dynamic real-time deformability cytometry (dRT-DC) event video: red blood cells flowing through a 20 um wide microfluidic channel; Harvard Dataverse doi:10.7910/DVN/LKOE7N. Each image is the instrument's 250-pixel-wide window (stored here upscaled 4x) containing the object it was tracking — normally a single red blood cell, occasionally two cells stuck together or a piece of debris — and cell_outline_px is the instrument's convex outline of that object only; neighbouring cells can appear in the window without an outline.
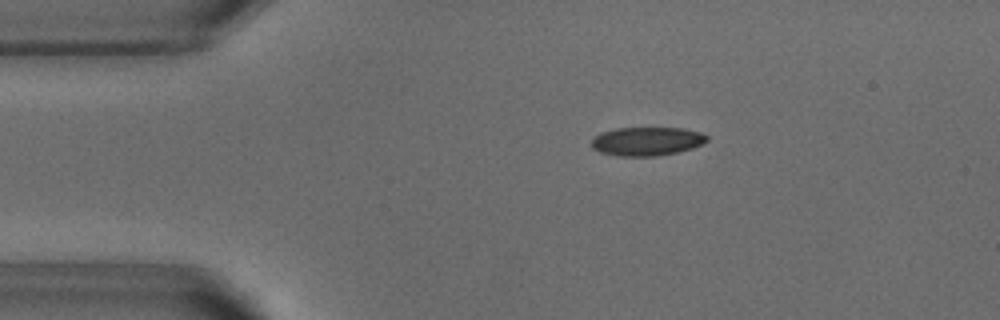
{"species": "common noctule bat (a hibernating species)", "species_latin": "Nyctalus noctula", "temperature_condition": "warm", "stored_images_in_passage": 47, "camera_frame_rate_fps": 3000, "um_per_image_px": 0.085, "animal": {"sex": "male", "body_mass_g": 18.8}, "frame": {"image": 1, "passage_image": 4, "time_ms": 1.0, "image_size_px": [1000, 320], "cell_outline_px": [[708, 140], [692, 148], [676, 152], [656, 156], [620, 156], [600, 152], [592, 148], [592, 140], [600, 132], [616, 128], [684, 128], [700, 132], [708, 136]], "centroid_in_image_um": [54.97, 12.0], "position_along_channel_um": 30.0, "area_um2": 19.19}}
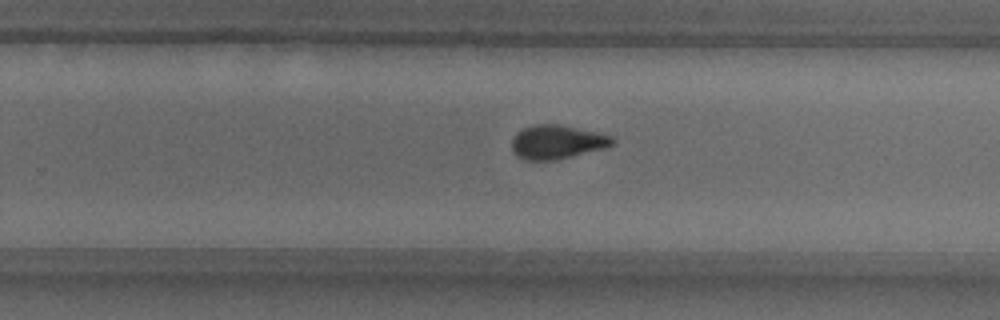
{"frame": {"image": 2, "passage_image": 27, "time_ms": 8.667, "image_size_px": [1000, 320], "cell_outline_px": [[616, 140], [612, 144], [604, 148], [556, 160], [524, 160], [516, 156], [512, 152], [512, 140], [516, 132], [532, 124], [560, 124], [596, 132], [612, 136]], "centroid_in_image_um": [47.31, 12.07], "position_along_channel_um": 282.5, "area_um2": 19.94}}
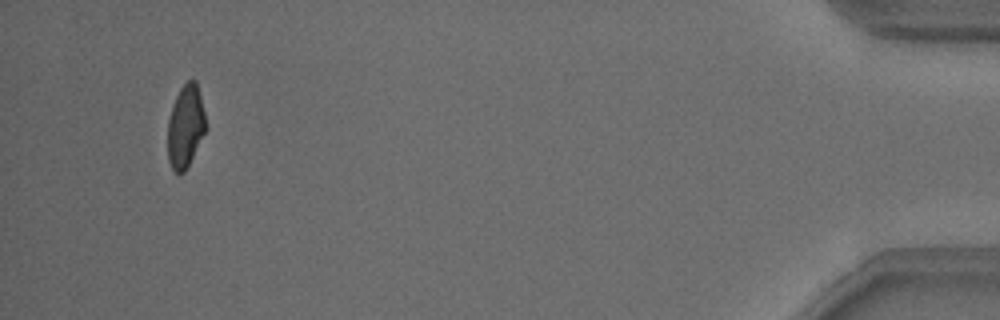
{"frame": {"image": 3, "passage_image": 44, "time_ms": 14.333, "image_size_px": [1000, 320], "cell_outline_px": [[204, 132], [184, 172], [180, 176], [172, 168], [168, 160], [168, 120], [172, 104], [180, 88], [188, 80], [196, 80], [204, 112]], "centroid_in_image_um": [15.73, 10.73], "position_along_channel_um": 419.5, "area_um2": 17.86}, "authors_computed_cell_mechanics": {"area_um2": 19.7676, "velocity_mm_per_s": 3.8339, "shape_relaxation_time_tau1_ms": 4.2601, "shape_relaxation_time_tau2_ms": 1.1573, "deformation_change_tau1": 0.1406, "deformation_change_tau2": 0.0615}}